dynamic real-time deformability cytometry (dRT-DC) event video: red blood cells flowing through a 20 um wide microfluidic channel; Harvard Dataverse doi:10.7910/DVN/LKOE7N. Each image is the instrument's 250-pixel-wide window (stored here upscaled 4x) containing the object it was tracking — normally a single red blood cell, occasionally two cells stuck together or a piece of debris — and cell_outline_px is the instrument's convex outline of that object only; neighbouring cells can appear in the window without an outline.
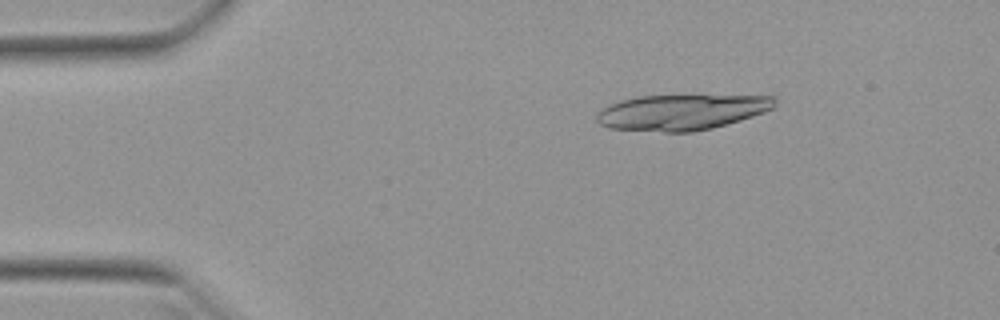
{"species": "Egyptian fruit bat (a non-hibernating species)", "species_latin": "Rousettus aegyptiacus", "temperature_condition": "warm", "stored_images_in_passage": 50, "segment_of_instrument_passage": [1, 2], "camera_frame_rate_fps": 3000, "um_per_image_px": 0.085, "animal": {"sex": "female"}, "frame": {"image": 1, "passage_image": 8, "time_ms": 2.333, "image_size_px": [1000, 320], "cell_outline_px": [[776, 104], [772, 108], [764, 112], [740, 120], [712, 128], [692, 132], [664, 132], [608, 128], [600, 124], [596, 120], [596, 116], [604, 108], [620, 100], [640, 96], [776, 96]], "centroid_in_image_um": [57.93, 9.54], "position_along_channel_um": 27.1, "area_um2": 36.53}}